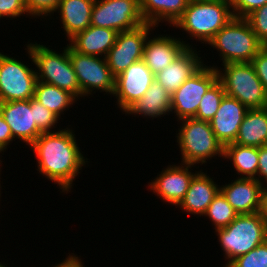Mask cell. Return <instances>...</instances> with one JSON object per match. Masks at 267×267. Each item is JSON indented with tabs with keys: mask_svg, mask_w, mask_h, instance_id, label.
Segmentation results:
<instances>
[{
	"mask_svg": "<svg viewBox=\"0 0 267 267\" xmlns=\"http://www.w3.org/2000/svg\"><path fill=\"white\" fill-rule=\"evenodd\" d=\"M69 127L57 132L42 133L29 147L37 158V171L68 194L72 183L88 159L77 144ZM69 191V192H68Z\"/></svg>",
	"mask_w": 267,
	"mask_h": 267,
	"instance_id": "obj_1",
	"label": "cell"
},
{
	"mask_svg": "<svg viewBox=\"0 0 267 267\" xmlns=\"http://www.w3.org/2000/svg\"><path fill=\"white\" fill-rule=\"evenodd\" d=\"M233 17L229 0H189L172 27L186 31L192 40L208 44Z\"/></svg>",
	"mask_w": 267,
	"mask_h": 267,
	"instance_id": "obj_2",
	"label": "cell"
},
{
	"mask_svg": "<svg viewBox=\"0 0 267 267\" xmlns=\"http://www.w3.org/2000/svg\"><path fill=\"white\" fill-rule=\"evenodd\" d=\"M26 49L32 64L34 63L33 65L36 66L35 72L38 81L67 90L77 99L82 98L77 75L69 57L68 44L61 54L46 45L37 44V42L29 44L28 41Z\"/></svg>",
	"mask_w": 267,
	"mask_h": 267,
	"instance_id": "obj_3",
	"label": "cell"
},
{
	"mask_svg": "<svg viewBox=\"0 0 267 267\" xmlns=\"http://www.w3.org/2000/svg\"><path fill=\"white\" fill-rule=\"evenodd\" d=\"M215 233L225 261L228 260L223 267L267 240V226L259 212L238 214L228 226L216 229Z\"/></svg>",
	"mask_w": 267,
	"mask_h": 267,
	"instance_id": "obj_4",
	"label": "cell"
},
{
	"mask_svg": "<svg viewBox=\"0 0 267 267\" xmlns=\"http://www.w3.org/2000/svg\"><path fill=\"white\" fill-rule=\"evenodd\" d=\"M208 45L219 52L220 60L226 63H249L264 47L245 18L233 17Z\"/></svg>",
	"mask_w": 267,
	"mask_h": 267,
	"instance_id": "obj_5",
	"label": "cell"
},
{
	"mask_svg": "<svg viewBox=\"0 0 267 267\" xmlns=\"http://www.w3.org/2000/svg\"><path fill=\"white\" fill-rule=\"evenodd\" d=\"M177 121L181 122L176 137L182 163L205 164L206 160H210L212 157H224V146L215 136L210 122L195 118H184Z\"/></svg>",
	"mask_w": 267,
	"mask_h": 267,
	"instance_id": "obj_6",
	"label": "cell"
},
{
	"mask_svg": "<svg viewBox=\"0 0 267 267\" xmlns=\"http://www.w3.org/2000/svg\"><path fill=\"white\" fill-rule=\"evenodd\" d=\"M213 66L227 96L238 99L248 109L267 107V92L250 62L222 64L223 69Z\"/></svg>",
	"mask_w": 267,
	"mask_h": 267,
	"instance_id": "obj_7",
	"label": "cell"
},
{
	"mask_svg": "<svg viewBox=\"0 0 267 267\" xmlns=\"http://www.w3.org/2000/svg\"><path fill=\"white\" fill-rule=\"evenodd\" d=\"M91 25L119 32L144 25L139 0H95Z\"/></svg>",
	"mask_w": 267,
	"mask_h": 267,
	"instance_id": "obj_8",
	"label": "cell"
},
{
	"mask_svg": "<svg viewBox=\"0 0 267 267\" xmlns=\"http://www.w3.org/2000/svg\"><path fill=\"white\" fill-rule=\"evenodd\" d=\"M29 67L27 63L0 52V103L34 97L38 79L34 68Z\"/></svg>",
	"mask_w": 267,
	"mask_h": 267,
	"instance_id": "obj_9",
	"label": "cell"
},
{
	"mask_svg": "<svg viewBox=\"0 0 267 267\" xmlns=\"http://www.w3.org/2000/svg\"><path fill=\"white\" fill-rule=\"evenodd\" d=\"M68 53L73 70L77 75L82 97L94 94L92 93L94 90L113 95L115 76L112 74L106 58L80 54L69 45Z\"/></svg>",
	"mask_w": 267,
	"mask_h": 267,
	"instance_id": "obj_10",
	"label": "cell"
},
{
	"mask_svg": "<svg viewBox=\"0 0 267 267\" xmlns=\"http://www.w3.org/2000/svg\"><path fill=\"white\" fill-rule=\"evenodd\" d=\"M217 80L216 68L205 64L171 95V114L174 113L178 120L193 118L204 94Z\"/></svg>",
	"mask_w": 267,
	"mask_h": 267,
	"instance_id": "obj_11",
	"label": "cell"
},
{
	"mask_svg": "<svg viewBox=\"0 0 267 267\" xmlns=\"http://www.w3.org/2000/svg\"><path fill=\"white\" fill-rule=\"evenodd\" d=\"M154 27L157 26L145 23L117 34L115 43L106 56L108 66L115 77L136 61L143 59L145 42L152 30H155Z\"/></svg>",
	"mask_w": 267,
	"mask_h": 267,
	"instance_id": "obj_12",
	"label": "cell"
},
{
	"mask_svg": "<svg viewBox=\"0 0 267 267\" xmlns=\"http://www.w3.org/2000/svg\"><path fill=\"white\" fill-rule=\"evenodd\" d=\"M155 80V75L146 66L143 59L136 61L115 77L113 96L122 113L138 99L142 98Z\"/></svg>",
	"mask_w": 267,
	"mask_h": 267,
	"instance_id": "obj_13",
	"label": "cell"
},
{
	"mask_svg": "<svg viewBox=\"0 0 267 267\" xmlns=\"http://www.w3.org/2000/svg\"><path fill=\"white\" fill-rule=\"evenodd\" d=\"M192 167L195 165L180 163L176 166L170 164L150 184L148 183V188L155 195L157 194V197H161L160 199L164 202L176 207L186 195L193 176L198 172H192Z\"/></svg>",
	"mask_w": 267,
	"mask_h": 267,
	"instance_id": "obj_14",
	"label": "cell"
},
{
	"mask_svg": "<svg viewBox=\"0 0 267 267\" xmlns=\"http://www.w3.org/2000/svg\"><path fill=\"white\" fill-rule=\"evenodd\" d=\"M0 114L9 125L12 136L31 145L42 132L36 127L34 109H30V99L0 103Z\"/></svg>",
	"mask_w": 267,
	"mask_h": 267,
	"instance_id": "obj_15",
	"label": "cell"
},
{
	"mask_svg": "<svg viewBox=\"0 0 267 267\" xmlns=\"http://www.w3.org/2000/svg\"><path fill=\"white\" fill-rule=\"evenodd\" d=\"M151 38L148 36L145 42L143 60L154 75L169 66L187 47H192L186 40L174 38L170 34Z\"/></svg>",
	"mask_w": 267,
	"mask_h": 267,
	"instance_id": "obj_16",
	"label": "cell"
},
{
	"mask_svg": "<svg viewBox=\"0 0 267 267\" xmlns=\"http://www.w3.org/2000/svg\"><path fill=\"white\" fill-rule=\"evenodd\" d=\"M264 186L255 178H240L220 186L227 202L238 214H252L260 211Z\"/></svg>",
	"mask_w": 267,
	"mask_h": 267,
	"instance_id": "obj_17",
	"label": "cell"
},
{
	"mask_svg": "<svg viewBox=\"0 0 267 267\" xmlns=\"http://www.w3.org/2000/svg\"><path fill=\"white\" fill-rule=\"evenodd\" d=\"M248 108L238 99L227 95L221 100L219 109L211 119L210 125L223 146L234 143Z\"/></svg>",
	"mask_w": 267,
	"mask_h": 267,
	"instance_id": "obj_18",
	"label": "cell"
},
{
	"mask_svg": "<svg viewBox=\"0 0 267 267\" xmlns=\"http://www.w3.org/2000/svg\"><path fill=\"white\" fill-rule=\"evenodd\" d=\"M193 48L195 47H187L176 60L155 75V80L170 95L205 65L200 54Z\"/></svg>",
	"mask_w": 267,
	"mask_h": 267,
	"instance_id": "obj_19",
	"label": "cell"
},
{
	"mask_svg": "<svg viewBox=\"0 0 267 267\" xmlns=\"http://www.w3.org/2000/svg\"><path fill=\"white\" fill-rule=\"evenodd\" d=\"M203 170L198 171L190 181L186 195L177 205L189 214L203 216L220 191V186Z\"/></svg>",
	"mask_w": 267,
	"mask_h": 267,
	"instance_id": "obj_20",
	"label": "cell"
},
{
	"mask_svg": "<svg viewBox=\"0 0 267 267\" xmlns=\"http://www.w3.org/2000/svg\"><path fill=\"white\" fill-rule=\"evenodd\" d=\"M117 34L115 30L90 25L72 37L68 45L80 54L106 58L115 43Z\"/></svg>",
	"mask_w": 267,
	"mask_h": 267,
	"instance_id": "obj_21",
	"label": "cell"
},
{
	"mask_svg": "<svg viewBox=\"0 0 267 267\" xmlns=\"http://www.w3.org/2000/svg\"><path fill=\"white\" fill-rule=\"evenodd\" d=\"M94 2L95 0H60L55 12L60 13L67 41L91 25Z\"/></svg>",
	"mask_w": 267,
	"mask_h": 267,
	"instance_id": "obj_22",
	"label": "cell"
},
{
	"mask_svg": "<svg viewBox=\"0 0 267 267\" xmlns=\"http://www.w3.org/2000/svg\"><path fill=\"white\" fill-rule=\"evenodd\" d=\"M127 114L141 115L144 118L163 117L171 113V95L164 89L159 82L153 81L150 88L142 98L138 99L125 112Z\"/></svg>",
	"mask_w": 267,
	"mask_h": 267,
	"instance_id": "obj_23",
	"label": "cell"
},
{
	"mask_svg": "<svg viewBox=\"0 0 267 267\" xmlns=\"http://www.w3.org/2000/svg\"><path fill=\"white\" fill-rule=\"evenodd\" d=\"M142 16L146 23L158 27L161 22L173 26L183 15L189 0H139Z\"/></svg>",
	"mask_w": 267,
	"mask_h": 267,
	"instance_id": "obj_24",
	"label": "cell"
},
{
	"mask_svg": "<svg viewBox=\"0 0 267 267\" xmlns=\"http://www.w3.org/2000/svg\"><path fill=\"white\" fill-rule=\"evenodd\" d=\"M234 143L258 148L267 145V107L248 109Z\"/></svg>",
	"mask_w": 267,
	"mask_h": 267,
	"instance_id": "obj_25",
	"label": "cell"
},
{
	"mask_svg": "<svg viewBox=\"0 0 267 267\" xmlns=\"http://www.w3.org/2000/svg\"><path fill=\"white\" fill-rule=\"evenodd\" d=\"M34 98L59 119L65 110L78 101L69 91L40 81H37Z\"/></svg>",
	"mask_w": 267,
	"mask_h": 267,
	"instance_id": "obj_26",
	"label": "cell"
},
{
	"mask_svg": "<svg viewBox=\"0 0 267 267\" xmlns=\"http://www.w3.org/2000/svg\"><path fill=\"white\" fill-rule=\"evenodd\" d=\"M223 158L233 162L232 165L240 178L257 179L258 147L230 143L224 146Z\"/></svg>",
	"mask_w": 267,
	"mask_h": 267,
	"instance_id": "obj_27",
	"label": "cell"
},
{
	"mask_svg": "<svg viewBox=\"0 0 267 267\" xmlns=\"http://www.w3.org/2000/svg\"><path fill=\"white\" fill-rule=\"evenodd\" d=\"M237 215L238 213L227 202L222 192L219 191L203 216L210 218L212 226L214 225V229L216 230L228 226Z\"/></svg>",
	"mask_w": 267,
	"mask_h": 267,
	"instance_id": "obj_28",
	"label": "cell"
},
{
	"mask_svg": "<svg viewBox=\"0 0 267 267\" xmlns=\"http://www.w3.org/2000/svg\"><path fill=\"white\" fill-rule=\"evenodd\" d=\"M225 95L226 93L222 83L217 80L204 94L196 115L193 118L210 122L219 109L221 100Z\"/></svg>",
	"mask_w": 267,
	"mask_h": 267,
	"instance_id": "obj_29",
	"label": "cell"
},
{
	"mask_svg": "<svg viewBox=\"0 0 267 267\" xmlns=\"http://www.w3.org/2000/svg\"><path fill=\"white\" fill-rule=\"evenodd\" d=\"M226 267H267V240L247 254L238 256Z\"/></svg>",
	"mask_w": 267,
	"mask_h": 267,
	"instance_id": "obj_30",
	"label": "cell"
},
{
	"mask_svg": "<svg viewBox=\"0 0 267 267\" xmlns=\"http://www.w3.org/2000/svg\"><path fill=\"white\" fill-rule=\"evenodd\" d=\"M30 109H34L35 124L42 133L57 132L52 131V129L56 128L55 125L57 126L56 123L60 119L41 105L34 97L30 99Z\"/></svg>",
	"mask_w": 267,
	"mask_h": 267,
	"instance_id": "obj_31",
	"label": "cell"
},
{
	"mask_svg": "<svg viewBox=\"0 0 267 267\" xmlns=\"http://www.w3.org/2000/svg\"><path fill=\"white\" fill-rule=\"evenodd\" d=\"M245 19L259 41L267 46V3L248 14Z\"/></svg>",
	"mask_w": 267,
	"mask_h": 267,
	"instance_id": "obj_32",
	"label": "cell"
},
{
	"mask_svg": "<svg viewBox=\"0 0 267 267\" xmlns=\"http://www.w3.org/2000/svg\"><path fill=\"white\" fill-rule=\"evenodd\" d=\"M60 0H25L26 10L31 18L53 15Z\"/></svg>",
	"mask_w": 267,
	"mask_h": 267,
	"instance_id": "obj_33",
	"label": "cell"
},
{
	"mask_svg": "<svg viewBox=\"0 0 267 267\" xmlns=\"http://www.w3.org/2000/svg\"><path fill=\"white\" fill-rule=\"evenodd\" d=\"M24 14L29 15L26 7L25 0H0V19L5 18H16L23 16Z\"/></svg>",
	"mask_w": 267,
	"mask_h": 267,
	"instance_id": "obj_34",
	"label": "cell"
},
{
	"mask_svg": "<svg viewBox=\"0 0 267 267\" xmlns=\"http://www.w3.org/2000/svg\"><path fill=\"white\" fill-rule=\"evenodd\" d=\"M234 17L245 18L267 3V0H229Z\"/></svg>",
	"mask_w": 267,
	"mask_h": 267,
	"instance_id": "obj_35",
	"label": "cell"
},
{
	"mask_svg": "<svg viewBox=\"0 0 267 267\" xmlns=\"http://www.w3.org/2000/svg\"><path fill=\"white\" fill-rule=\"evenodd\" d=\"M250 63L267 92V46H264Z\"/></svg>",
	"mask_w": 267,
	"mask_h": 267,
	"instance_id": "obj_36",
	"label": "cell"
},
{
	"mask_svg": "<svg viewBox=\"0 0 267 267\" xmlns=\"http://www.w3.org/2000/svg\"><path fill=\"white\" fill-rule=\"evenodd\" d=\"M257 180L267 187V145L258 148Z\"/></svg>",
	"mask_w": 267,
	"mask_h": 267,
	"instance_id": "obj_37",
	"label": "cell"
},
{
	"mask_svg": "<svg viewBox=\"0 0 267 267\" xmlns=\"http://www.w3.org/2000/svg\"><path fill=\"white\" fill-rule=\"evenodd\" d=\"M13 139L14 138L9 125L6 123L4 117L0 114V147L5 151Z\"/></svg>",
	"mask_w": 267,
	"mask_h": 267,
	"instance_id": "obj_38",
	"label": "cell"
},
{
	"mask_svg": "<svg viewBox=\"0 0 267 267\" xmlns=\"http://www.w3.org/2000/svg\"><path fill=\"white\" fill-rule=\"evenodd\" d=\"M79 258L80 257L76 256L74 253L73 255L69 254V256L64 261L54 265L53 267H84L81 258Z\"/></svg>",
	"mask_w": 267,
	"mask_h": 267,
	"instance_id": "obj_39",
	"label": "cell"
},
{
	"mask_svg": "<svg viewBox=\"0 0 267 267\" xmlns=\"http://www.w3.org/2000/svg\"><path fill=\"white\" fill-rule=\"evenodd\" d=\"M259 213L267 226V187L265 186L262 192L261 207Z\"/></svg>",
	"mask_w": 267,
	"mask_h": 267,
	"instance_id": "obj_40",
	"label": "cell"
},
{
	"mask_svg": "<svg viewBox=\"0 0 267 267\" xmlns=\"http://www.w3.org/2000/svg\"><path fill=\"white\" fill-rule=\"evenodd\" d=\"M6 264H2L1 262H0V267H7V266H5Z\"/></svg>",
	"mask_w": 267,
	"mask_h": 267,
	"instance_id": "obj_41",
	"label": "cell"
},
{
	"mask_svg": "<svg viewBox=\"0 0 267 267\" xmlns=\"http://www.w3.org/2000/svg\"><path fill=\"white\" fill-rule=\"evenodd\" d=\"M4 152V150L0 147V153ZM1 156V155H0ZM1 159V158H0Z\"/></svg>",
	"mask_w": 267,
	"mask_h": 267,
	"instance_id": "obj_42",
	"label": "cell"
},
{
	"mask_svg": "<svg viewBox=\"0 0 267 267\" xmlns=\"http://www.w3.org/2000/svg\"><path fill=\"white\" fill-rule=\"evenodd\" d=\"M0 165L2 166V161L0 160ZM0 169H1V167H0ZM0 174H1V170H0Z\"/></svg>",
	"mask_w": 267,
	"mask_h": 267,
	"instance_id": "obj_43",
	"label": "cell"
}]
</instances>
